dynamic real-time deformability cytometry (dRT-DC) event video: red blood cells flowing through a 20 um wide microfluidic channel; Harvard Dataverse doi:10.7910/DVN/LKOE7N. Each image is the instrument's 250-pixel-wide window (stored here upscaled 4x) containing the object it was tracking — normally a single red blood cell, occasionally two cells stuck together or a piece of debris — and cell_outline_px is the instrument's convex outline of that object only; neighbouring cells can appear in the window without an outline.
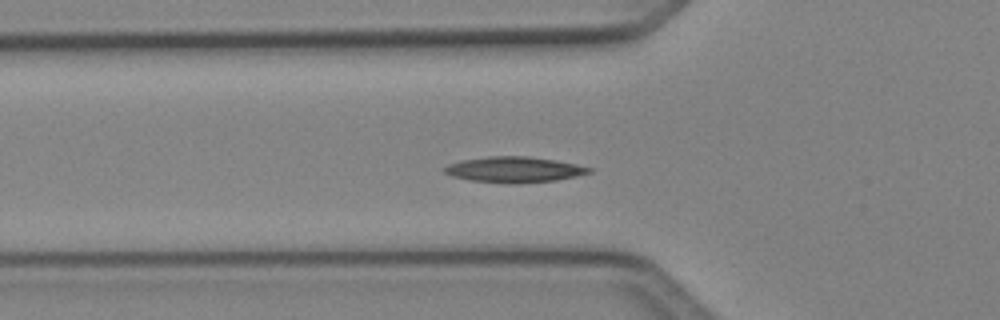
{"species": "Egyptian fruit bat (a non-hibernating species)", "species_latin": "Rousettus aegyptiacus", "temperature_condition": "cold", "stored_images_in_passage": 47, "camera_frame_rate_fps": 3000, "um_per_image_px": 0.085, "animal": {"sex": "female"}, "frame": {"image": 1, "passage_image": 17, "time_ms": 5.333, "image_size_px": [1000, 320], "cell_outline_px": [[592, 172], [576, 176], [556, 180], [472, 180], [452, 176], [444, 172], [440, 168], [448, 164], [460, 160], [488, 156], [528, 156], [556, 160], [576, 164], [592, 168]], "centroid_in_image_um": [43.68, 14.34], "position_along_channel_um": 82.1, "area_um2": 20.52}}
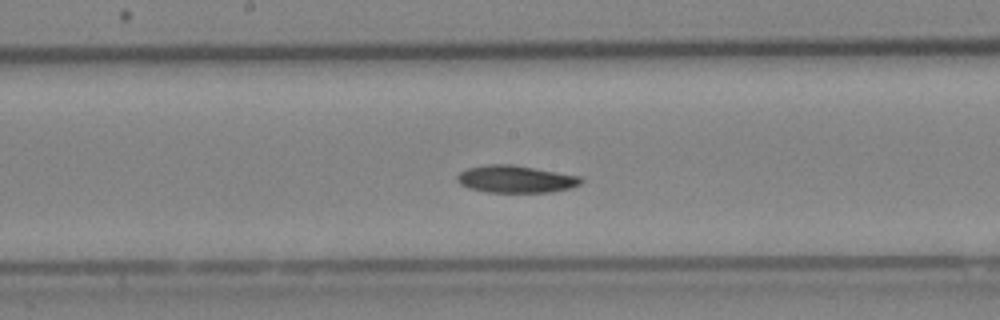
{"frame": {"image": 2, "passage_image": 26, "time_ms": 8.333, "image_size_px": [1000, 320], "cell_outline_px": [[584, 180], [580, 184], [572, 188], [552, 192], [484, 192], [468, 188], [460, 184], [456, 180], [456, 176], [460, 172], [468, 168], [484, 164], [512, 164], [584, 176]], "centroid_in_image_um": [43.87, 15.22], "position_along_channel_um": 204.3, "area_um2": 20.11}}
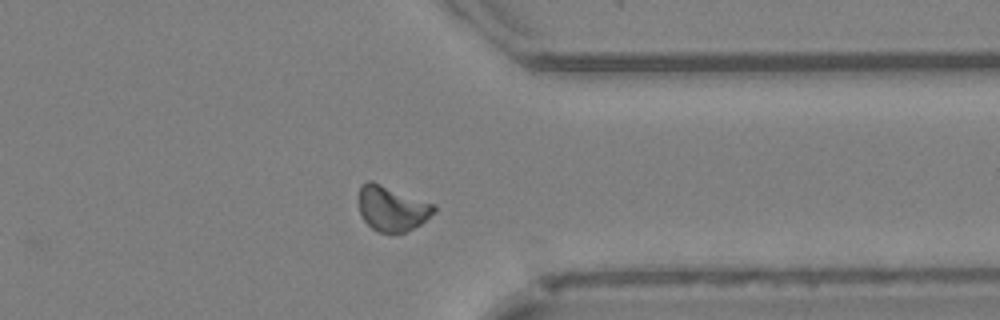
{"frame": {"image": 3, "passage_image": 39, "time_ms": 12.667, "image_size_px": [1000, 320], "cell_outline_px": [[436, 212], [420, 224], [404, 232], [376, 232], [364, 220], [360, 212], [356, 200], [360, 184], [368, 180], [372, 180], [436, 204]], "centroid_in_image_um": [33.28, 17.67], "position_along_channel_um": 378.1, "area_um2": 20.23}, "authors_computed_cell_mechanics": {"area_um2": 19.4208, "velocity_mm_per_s": 4.0904, "shape_relaxation_time_tau1_ms": 5.8544, "shape_relaxation_time_tau2_ms": null, "deformation_change_tau1": 0.1531, "deformation_change_tau2": null}}